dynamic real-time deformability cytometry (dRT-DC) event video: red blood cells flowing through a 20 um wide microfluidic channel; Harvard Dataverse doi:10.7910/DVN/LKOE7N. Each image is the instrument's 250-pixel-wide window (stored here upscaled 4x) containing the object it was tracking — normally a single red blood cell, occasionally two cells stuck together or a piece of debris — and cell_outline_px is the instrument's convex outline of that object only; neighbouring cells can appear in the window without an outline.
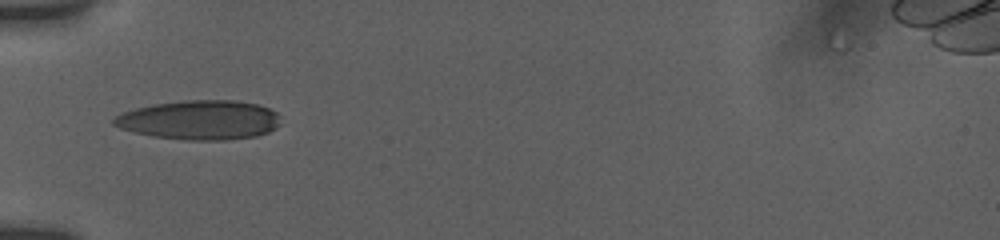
{"species": "human", "species_latin": "Homo sapiens", "temperature_condition": "room temperature", "stored_images_in_passage": 20, "camera_frame_rate_fps": 3000, "um_per_image_px": 0.085, "donor": {"sex": "female"}, "frame": {"image": 1, "passage_image": 1, "time_ms": 0.0, "image_size_px": [1000, 240], "cell_outline_px": [[280, 116], [276, 128], [268, 132], [256, 136], [224, 140], [188, 140], [156, 136], [136, 132], [120, 128], [112, 124], [112, 120], [116, 116], [124, 112], [136, 108], [156, 104], [184, 100], [232, 100], [256, 104], [268, 108], [276, 112]], "centroid_in_image_um": [16.99, 10.2], "position_along_channel_um": 68.0, "area_um2": 37.86}}
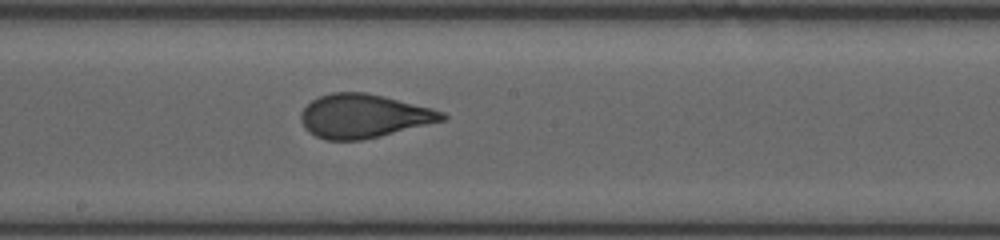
{"frame": {"image": 2, "passage_image": 11, "time_ms": 4.0, "image_size_px": [1000, 240], "cell_outline_px": [[448, 120], [380, 136], [360, 140], [324, 140], [308, 132], [304, 128], [300, 120], [300, 112], [312, 100], [320, 96], [332, 92], [368, 92], [432, 108], [444, 112], [448, 116]], "centroid_in_image_um": [30.93, 9.86], "position_along_channel_um": 217.3, "area_um2": 36.3}}
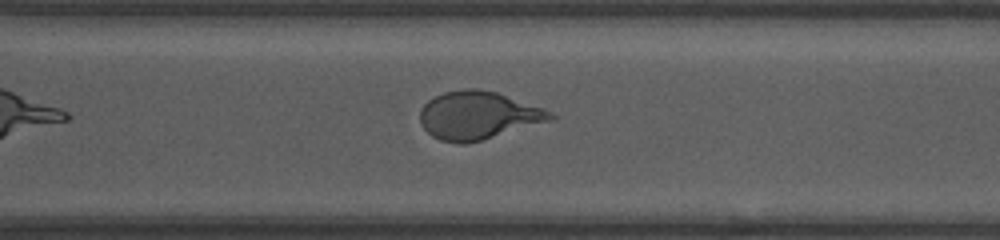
{"frame": {"image": 3, "passage_image": 20, "time_ms": 7.0, "image_size_px": [1000, 240], "cell_outline_px": [[556, 116], [552, 120], [468, 144], [460, 144], [440, 140], [432, 136], [420, 124], [420, 108], [428, 100], [444, 92], [464, 88], [476, 88], [496, 92], [544, 108], [552, 112]], "centroid_in_image_um": [40.62, 9.81], "position_along_channel_um": 330.0, "area_um2": 36.53}}